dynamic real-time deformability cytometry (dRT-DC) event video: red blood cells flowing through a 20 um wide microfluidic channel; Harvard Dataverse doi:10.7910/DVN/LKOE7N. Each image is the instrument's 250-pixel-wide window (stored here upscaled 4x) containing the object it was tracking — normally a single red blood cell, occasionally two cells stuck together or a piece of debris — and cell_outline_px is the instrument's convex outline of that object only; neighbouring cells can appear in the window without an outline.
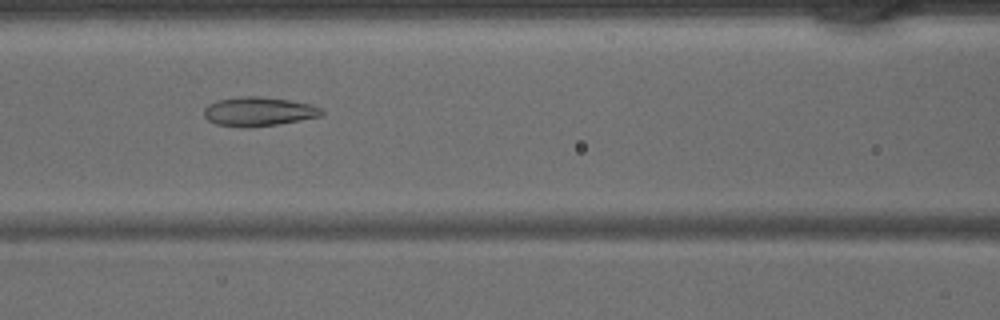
{"species": "common noctule bat (a hibernating species)", "species_latin": "Nyctalus noctula", "temperature_condition": "warm", "stored_images_in_passage": 26, "camera_frame_rate_fps": 3000, "um_per_image_px": 0.085, "animal": {"sex": "male", "body_mass_g": 15.6}, "frame": {"image": 1, "passage_image": 6, "time_ms": 1.667, "image_size_px": [1000, 320], "cell_outline_px": [[324, 112], [320, 116], [300, 120], [276, 124], [248, 128], [216, 124], [208, 120], [204, 116], [204, 108], [208, 104], [216, 100], [240, 96], [260, 96], [288, 100], [312, 104], [320, 108]], "centroid_in_image_um": [21.95, 9.47], "position_along_channel_um": 144.7, "area_um2": 19.94}}
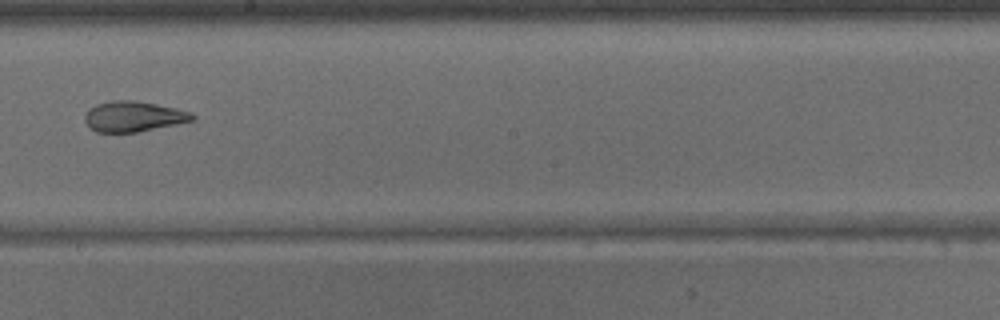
{"frame": {"image": 2, "passage_image": 12, "time_ms": 3.667, "image_size_px": [1000, 320], "cell_outline_px": [[196, 116], [192, 120], [176, 124], [136, 132], [96, 132], [88, 128], [84, 120], [84, 116], [88, 108], [96, 104], [112, 100], [136, 100], [176, 108], [192, 112]], "centroid_in_image_um": [11.3, 9.89], "position_along_channel_um": 236.9, "area_um2": 19.19}}
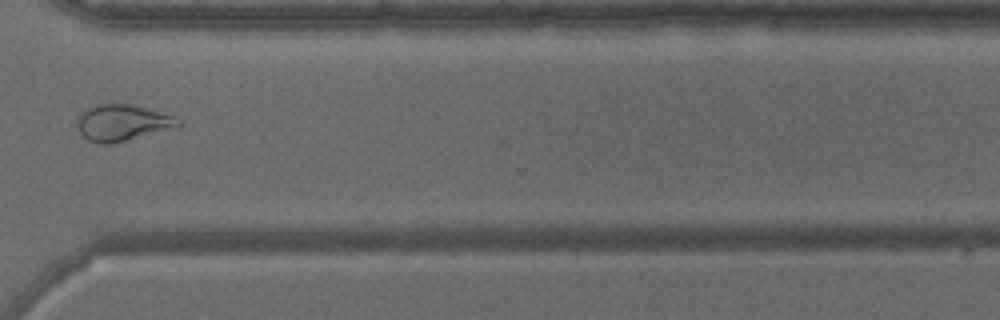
{"frame": {"image": 3, "passage_image": 20, "time_ms": 6.333, "image_size_px": [1000, 320], "cell_outline_px": [[184, 124], [176, 128], [112, 144], [100, 144], [88, 140], [80, 132], [76, 124], [76, 116], [84, 108], [96, 104], [128, 104], [176, 116]], "centroid_in_image_um": [10.39, 10.43], "position_along_channel_um": 360.2, "area_um2": 21.73}}